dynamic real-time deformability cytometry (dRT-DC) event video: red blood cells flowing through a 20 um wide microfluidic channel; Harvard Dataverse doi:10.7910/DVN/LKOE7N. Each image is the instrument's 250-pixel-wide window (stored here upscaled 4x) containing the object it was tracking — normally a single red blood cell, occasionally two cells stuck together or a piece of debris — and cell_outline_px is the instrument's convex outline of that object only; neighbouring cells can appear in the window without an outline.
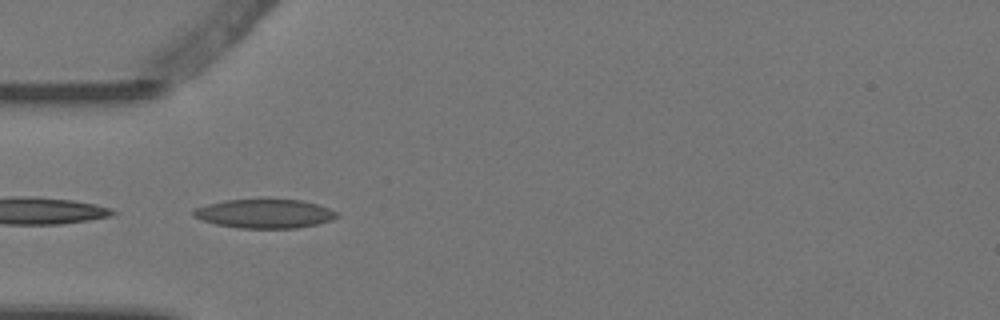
{"species": "Egyptian fruit bat (a non-hibernating species)", "species_latin": "Rousettus aegyptiacus", "temperature_condition": "warm", "stored_images_in_passage": 6, "camera_frame_rate_fps": 3000, "um_per_image_px": 0.085, "animal": {"sex": "female"}, "frame": {"image": 1, "passage_image": 5, "time_ms": 1.333, "image_size_px": [1000, 320], "cell_outline_px": [[340, 216], [332, 220], [316, 224], [296, 228], [240, 228], [216, 224], [204, 220], [196, 216], [192, 212], [196, 208], [208, 204], [224, 200], [300, 200], [316, 204], [340, 212]], "centroid_in_image_um": [22.56, 18.17], "position_along_channel_um": 62.4, "area_um2": 23.87}}
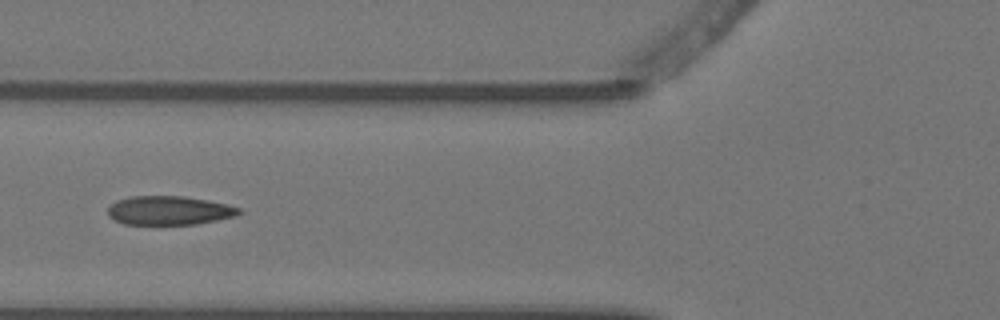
{"frame": {"image": 2, "passage_image": 6, "time_ms": 1.667, "image_size_px": [1000, 320], "cell_outline_px": [[244, 212], [236, 216], [196, 224], [124, 224], [112, 220], [108, 216], [108, 208], [116, 200], [128, 196], [184, 196], [208, 200], [240, 208]], "centroid_in_image_um": [14.35, 17.89], "position_along_channel_um": 111.4, "area_um2": 22.2}}